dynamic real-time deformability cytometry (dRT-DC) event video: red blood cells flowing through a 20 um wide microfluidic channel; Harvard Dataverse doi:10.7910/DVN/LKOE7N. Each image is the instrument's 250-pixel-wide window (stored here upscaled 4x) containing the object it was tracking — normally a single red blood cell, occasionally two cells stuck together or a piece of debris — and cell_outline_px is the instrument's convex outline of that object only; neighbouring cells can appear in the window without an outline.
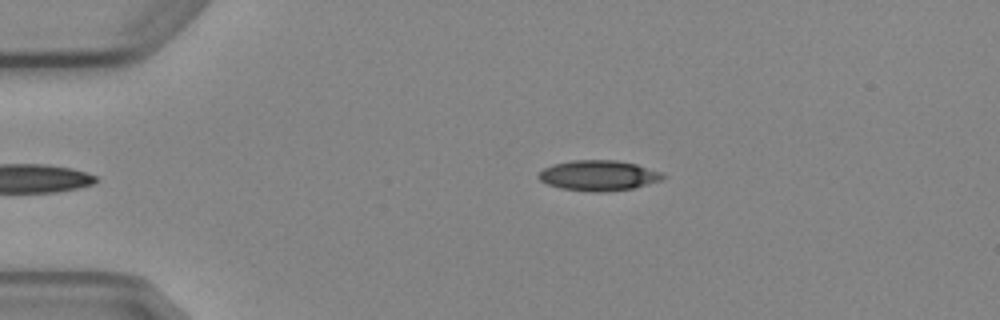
{"species": "Egyptian fruit bat (a non-hibernating species)", "species_latin": "Rousettus aegyptiacus", "temperature_condition": "cold", "stored_images_in_passage": 4, "camera_frame_rate_fps": 3000, "um_per_image_px": 0.085, "animal": {"sex": "female"}, "frame": {"image": 1, "passage_image": 4, "time_ms": 3.667, "image_size_px": [1000, 320], "cell_outline_px": [[664, 176], [660, 180], [632, 188], [604, 192], [592, 192], [560, 188], [548, 184], [540, 180], [536, 176], [544, 168], [552, 164], [572, 160], [616, 160], [636, 164], [660, 172]], "centroid_in_image_um": [50.81, 14.91], "position_along_channel_um": 34.2, "area_um2": 21.79}}